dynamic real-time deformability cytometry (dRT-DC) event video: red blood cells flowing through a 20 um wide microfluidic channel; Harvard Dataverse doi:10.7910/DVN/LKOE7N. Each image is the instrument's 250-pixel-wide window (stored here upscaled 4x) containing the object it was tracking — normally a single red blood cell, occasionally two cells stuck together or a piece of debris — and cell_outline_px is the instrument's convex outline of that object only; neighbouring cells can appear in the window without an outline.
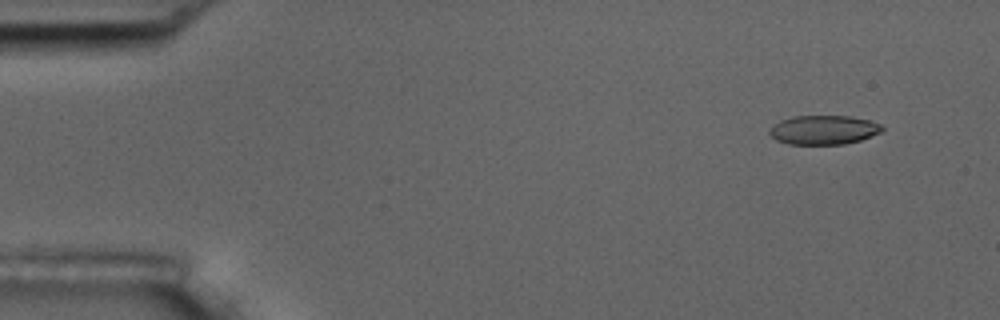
{"species": "common noctule bat (a hibernating species)", "species_latin": "Nyctalus noctula", "temperature_condition": "room temperature", "stored_images_in_passage": 6, "camera_frame_rate_fps": 3000, "um_per_image_px": 0.085, "animal": {"sex": "male", "body_mass_g": 17.5, "forearm_length_mm": 52.3}, "frame": {"image": 1, "passage_image": 2, "time_ms": 0.333, "image_size_px": [1000, 320], "cell_outline_px": [[884, 128], [880, 132], [860, 140], [844, 144], [788, 144], [776, 140], [768, 132], [772, 124], [780, 120], [796, 116], [848, 116], [868, 120], [880, 124]], "centroid_in_image_um": [69.97, 11.04], "position_along_channel_um": 15.0, "area_um2": 19.02}}
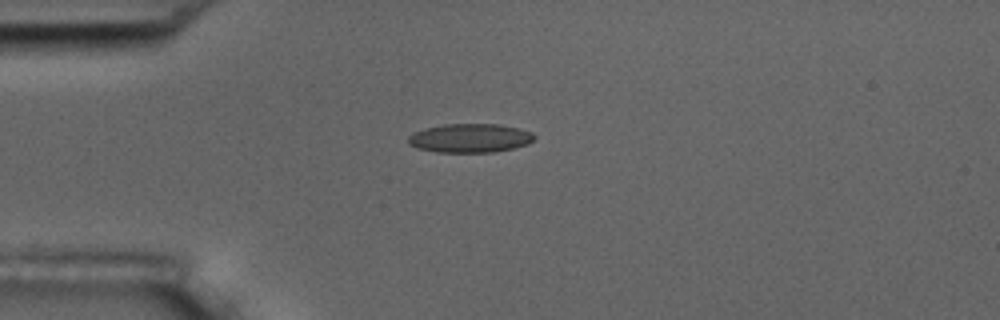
{"frame": {"image": 2, "passage_image": 5, "time_ms": 1.333, "image_size_px": [1000, 320], "cell_outline_px": [[536, 136], [528, 144], [512, 148], [492, 152], [436, 152], [416, 148], [408, 144], [408, 136], [412, 132], [424, 128], [444, 124], [500, 124], [520, 128], [532, 132]], "centroid_in_image_um": [39.92, 11.73], "position_along_channel_um": 45.1, "area_um2": 21.39}}